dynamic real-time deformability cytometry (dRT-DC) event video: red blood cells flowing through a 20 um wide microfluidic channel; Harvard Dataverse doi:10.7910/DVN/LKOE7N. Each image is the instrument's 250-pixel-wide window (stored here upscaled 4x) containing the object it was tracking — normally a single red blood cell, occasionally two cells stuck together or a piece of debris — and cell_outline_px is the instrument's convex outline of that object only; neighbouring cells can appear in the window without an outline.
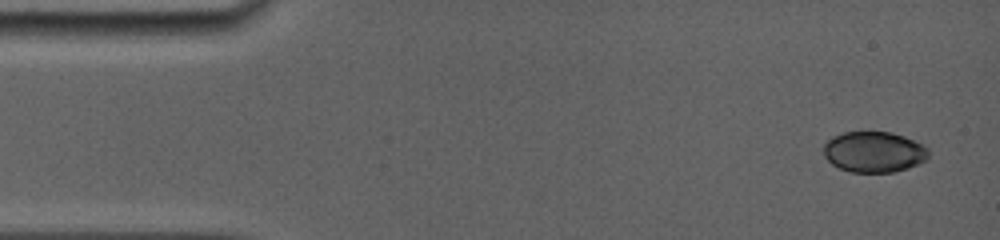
{"species": "common noctule bat (a hibernating species)", "species_latin": "Nyctalus noctula", "temperature_condition": "room temperature", "stored_images_in_passage": 5, "camera_frame_rate_fps": 5000, "um_per_image_px": 0.085, "animal": {"sex": "female", "body_mass_g": 19.0, "forearm_length_mm": 56.7}, "frame": {"image": 1, "passage_image": 1, "time_ms": 0.0, "image_size_px": [1000, 240], "cell_outline_px": [[928, 160], [908, 168], [892, 172], [852, 172], [840, 168], [832, 164], [824, 156], [824, 144], [832, 136], [844, 132], [892, 132], [904, 136], [924, 144], [928, 148]], "centroid_in_image_um": [74.31, 12.91], "position_along_channel_um": 10.7, "area_um2": 25.09}}
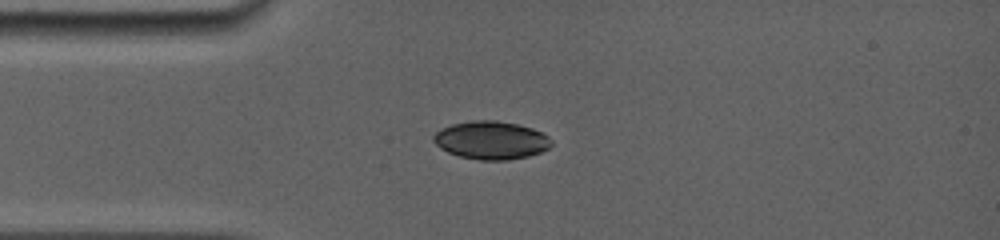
{"frame": {"image": 2, "passage_image": 4, "time_ms": 3.2, "image_size_px": [1000, 240], "cell_outline_px": [[552, 144], [548, 148], [540, 152], [528, 156], [508, 160], [480, 160], [460, 156], [448, 152], [440, 148], [432, 140], [432, 136], [440, 128], [452, 124], [476, 120], [496, 120], [516, 124], [532, 128], [548, 136], [552, 140]], "centroid_in_image_um": [41.73, 11.92], "position_along_channel_um": 43.3, "area_um2": 26.13}}
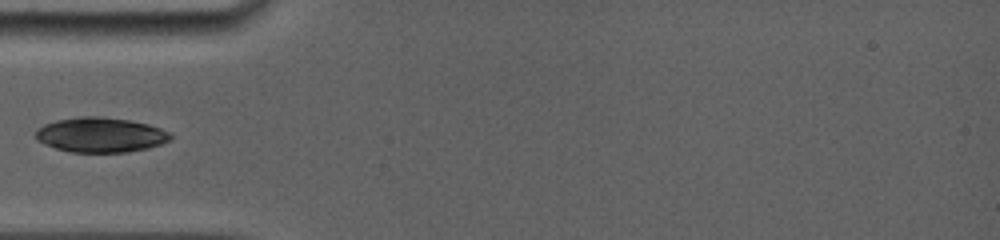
{"frame": {"image": 3, "passage_image": 5, "time_ms": 4.4, "image_size_px": [1000, 240], "cell_outline_px": [[172, 136], [168, 140], [160, 144], [148, 148], [128, 152], [72, 152], [56, 148], [44, 144], [36, 140], [36, 128], [44, 124], [56, 120], [80, 116], [100, 116], [128, 120], [148, 124], [172, 132]], "centroid_in_image_um": [8.53, 11.46], "position_along_channel_um": 76.5, "area_um2": 27.46}}